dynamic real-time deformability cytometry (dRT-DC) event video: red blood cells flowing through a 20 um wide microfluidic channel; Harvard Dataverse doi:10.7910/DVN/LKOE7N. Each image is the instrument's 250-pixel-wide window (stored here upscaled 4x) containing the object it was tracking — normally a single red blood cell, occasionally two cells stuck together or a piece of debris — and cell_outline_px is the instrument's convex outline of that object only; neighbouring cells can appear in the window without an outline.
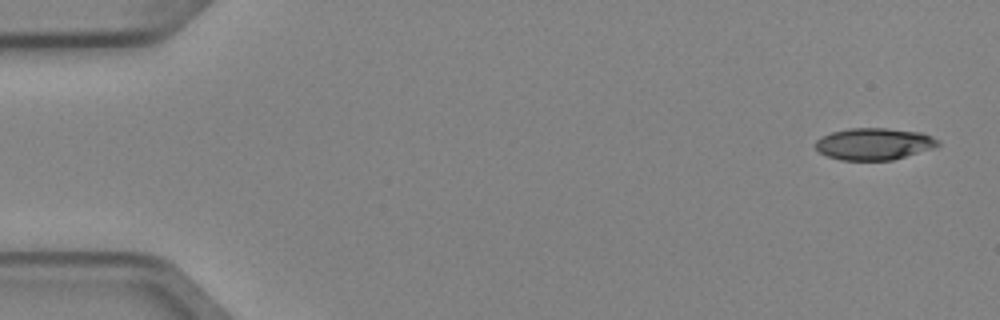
{"species": "Egyptian fruit bat (a non-hibernating species)", "species_latin": "Rousettus aegyptiacus", "temperature_condition": "cold", "stored_images_in_passage": 6, "camera_frame_rate_fps": 3000, "um_per_image_px": 0.085, "animal": {"sex": "female"}, "frame": {"image": 1, "passage_image": 1, "time_ms": 0.0, "image_size_px": [1000, 320], "cell_outline_px": [[940, 144], [932, 148], [892, 160], [840, 160], [828, 156], [820, 152], [816, 148], [816, 140], [832, 132], [848, 128], [888, 128], [920, 132], [940, 140]], "centroid_in_image_um": [74.29, 12.23], "position_along_channel_um": 10.7, "area_um2": 22.54}}
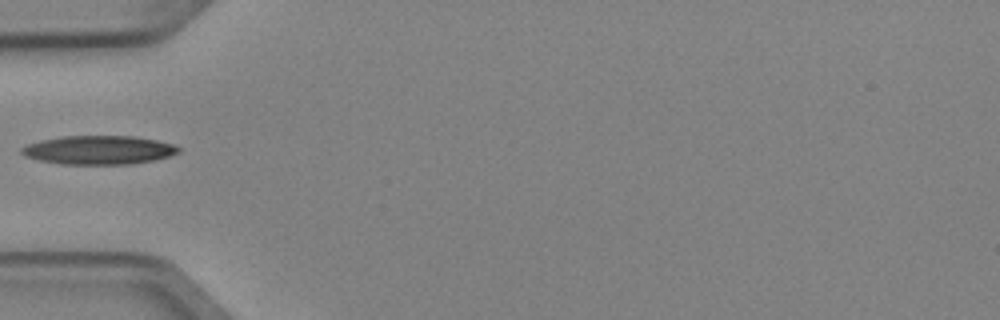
{"frame": {"image": 2, "passage_image": 5, "time_ms": 1.333, "image_size_px": [1000, 320], "cell_outline_px": [[180, 152], [156, 160], [132, 164], [60, 164], [40, 160], [24, 156], [20, 152], [20, 148], [28, 144], [40, 140], [64, 136], [132, 136], [156, 140], [176, 144], [180, 148]], "centroid_in_image_um": [8.41, 12.75], "position_along_channel_um": 76.6, "area_um2": 26.41}}
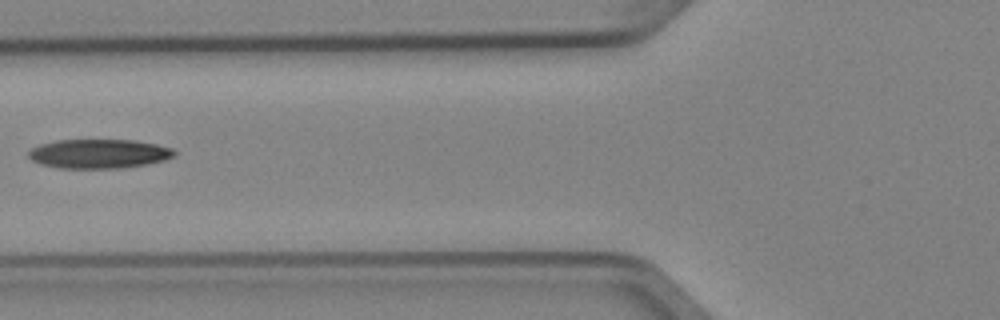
{"frame": {"image": 3, "passage_image": 6, "time_ms": 1.667, "image_size_px": [1000, 320], "cell_outline_px": [[176, 156], [164, 160], [148, 164], [120, 168], [60, 168], [40, 164], [32, 160], [28, 156], [28, 152], [32, 148], [40, 144], [56, 140], [136, 140], [156, 144], [172, 148], [176, 152]], "centroid_in_image_um": [8.42, 13.06], "position_along_channel_um": 117.4, "area_um2": 24.91}}